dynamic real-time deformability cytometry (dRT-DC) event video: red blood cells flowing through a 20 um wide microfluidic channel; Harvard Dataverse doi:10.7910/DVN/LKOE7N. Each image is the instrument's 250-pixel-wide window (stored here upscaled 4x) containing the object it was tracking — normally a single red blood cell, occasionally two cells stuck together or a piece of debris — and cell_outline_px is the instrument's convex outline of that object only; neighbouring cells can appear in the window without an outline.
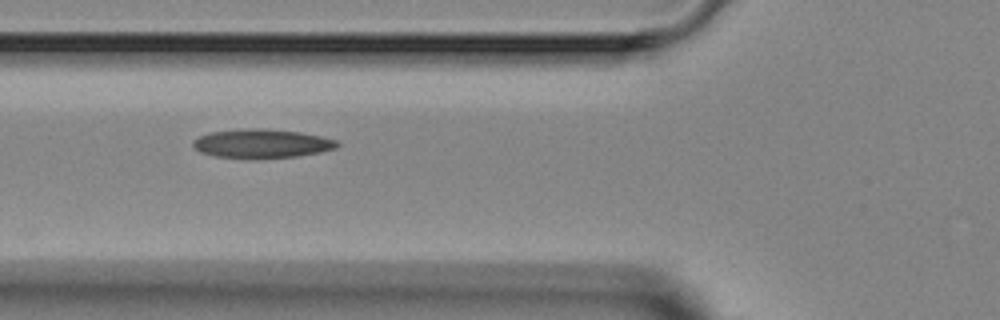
{"species": "Egyptian fruit bat (a non-hibernating species)", "species_latin": "Rousettus aegyptiacus", "temperature_condition": "room temperature", "stored_images_in_passage": 4, "camera_frame_rate_fps": 3000, "um_per_image_px": 0.085, "animal": {"sex": "female"}, "frame": {"image": 1, "passage_image": 2, "time_ms": 1.0, "image_size_px": [1000, 320], "cell_outline_px": [[340, 144], [336, 148], [320, 152], [296, 156], [216, 156], [200, 152], [192, 144], [192, 140], [208, 132], [248, 128], [260, 128], [300, 132], [320, 136], [336, 140]], "centroid_in_image_um": [22.25, 12.16], "position_along_channel_um": 103.5, "area_um2": 23.41}}
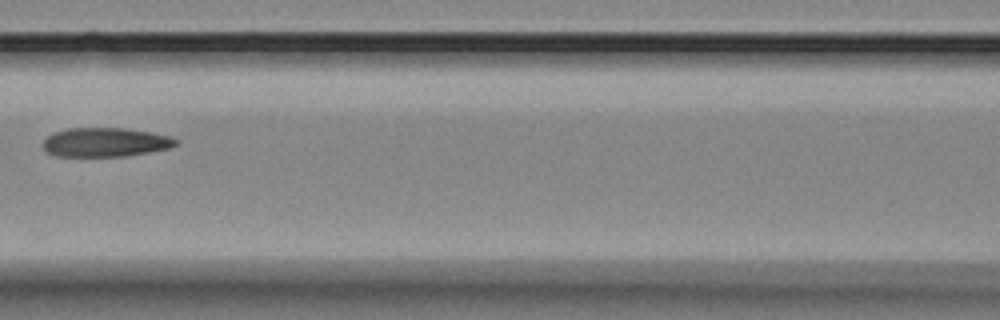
{"frame": {"image": 2, "passage_image": 3, "time_ms": 2.333, "image_size_px": [1000, 320], "cell_outline_px": [[180, 140], [176, 144], [168, 148], [148, 152], [124, 156], [56, 156], [48, 152], [40, 144], [48, 136], [56, 132], [68, 128], [124, 128], [152, 132], [172, 136]], "centroid_in_image_um": [8.97, 12.08], "position_along_channel_um": 157.6, "area_um2": 22.48}}
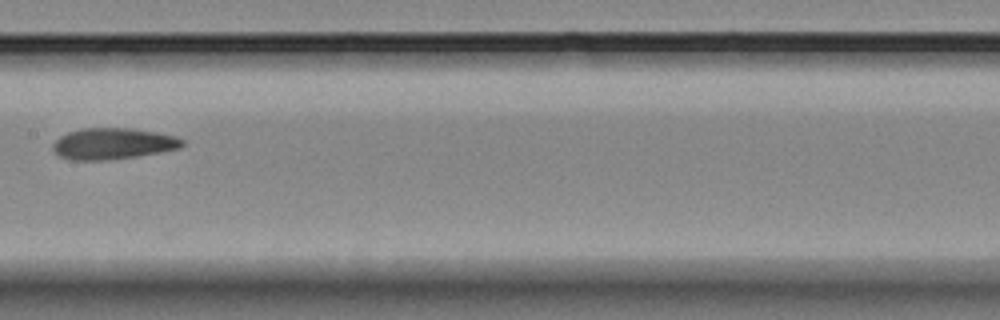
{"frame": {"image": 3, "passage_image": 4, "time_ms": 3.333, "image_size_px": [1000, 320], "cell_outline_px": [[184, 144], [180, 148], [160, 152], [136, 156], [108, 160], [68, 160], [52, 152], [52, 144], [60, 136], [68, 132], [84, 128], [128, 128], [156, 132], [176, 136], [184, 140]], "centroid_in_image_um": [9.57, 12.22], "position_along_channel_um": 197.8, "area_um2": 23.64}}